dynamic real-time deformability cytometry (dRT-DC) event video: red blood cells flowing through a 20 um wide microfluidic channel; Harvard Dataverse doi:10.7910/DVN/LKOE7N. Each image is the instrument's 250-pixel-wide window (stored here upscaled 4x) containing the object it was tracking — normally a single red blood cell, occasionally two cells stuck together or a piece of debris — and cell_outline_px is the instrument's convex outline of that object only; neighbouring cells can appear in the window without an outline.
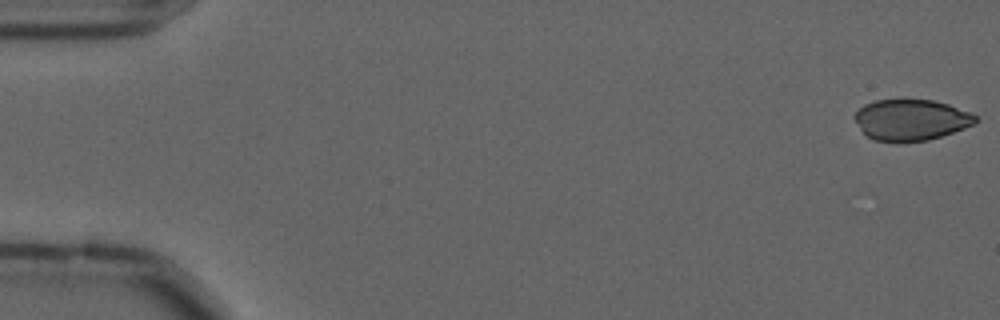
{"species": "common noctule bat (a hibernating species)", "species_latin": "Nyctalus noctula", "temperature_condition": "cold", "stored_images_in_passage": 18, "camera_frame_rate_fps": 3000, "um_per_image_px": 0.085, "animal": {"sex": "male", "forearm_length_mm": 52.5}, "frame": {"image": 1, "passage_image": 1, "time_ms": 0.0, "image_size_px": [1000, 320], "cell_outline_px": [[980, 120], [976, 124], [928, 140], [872, 140], [860, 128], [852, 116], [864, 104], [876, 100], [904, 96], [932, 100], [948, 104], [972, 112]], "centroid_in_image_um": [77.45, 10.11], "position_along_channel_um": 7.5, "area_um2": 29.36}}